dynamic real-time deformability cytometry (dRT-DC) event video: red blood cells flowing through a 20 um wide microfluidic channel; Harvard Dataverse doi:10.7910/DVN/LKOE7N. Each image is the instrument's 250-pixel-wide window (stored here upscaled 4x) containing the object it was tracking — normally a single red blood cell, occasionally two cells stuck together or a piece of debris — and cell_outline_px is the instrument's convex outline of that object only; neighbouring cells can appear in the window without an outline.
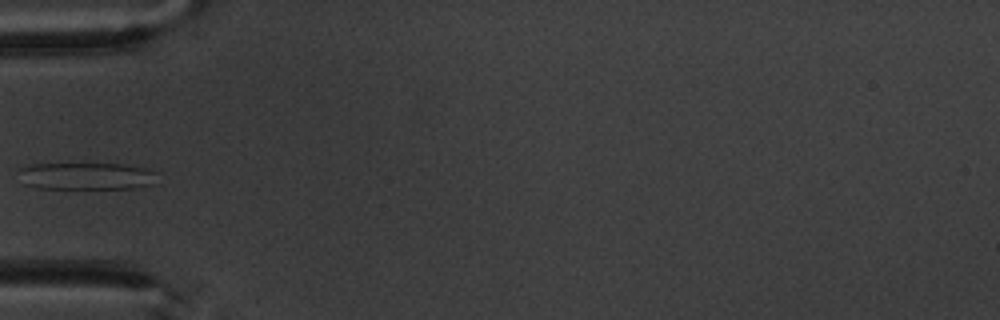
{"species": "common noctule bat (a hibernating species)", "species_latin": "Nyctalus noctula", "temperature_condition": "warm", "stored_images_in_passage": 5, "camera_frame_rate_fps": 3000, "um_per_image_px": 0.085, "animal": {"sex": "male", "body_mass_g": 20.1, "forearm_length_mm": 53.5}, "frame": {"image": 1, "passage_image": 4, "time_ms": 3.333, "image_size_px": [1000, 320], "cell_outline_px": [[160, 172], [152, 184], [136, 188], [36, 188], [24, 184], [20, 168], [32, 164], [124, 164], [148, 168]], "centroid_in_image_um": [7.43, 14.96], "position_along_channel_um": 77.6, "area_um2": 21.91}}
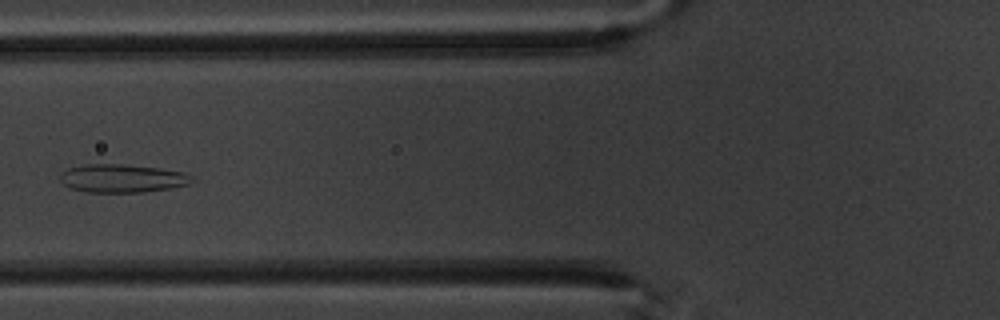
{"frame": {"image": 2, "passage_image": 5, "time_ms": 4.333, "image_size_px": [1000, 320], "cell_outline_px": [[196, 180], [192, 184], [172, 188], [144, 192], [84, 192], [72, 188], [64, 184], [60, 180], [60, 172], [68, 168], [88, 164], [124, 164], [160, 168], [184, 172], [192, 176]], "centroid_in_image_um": [10.44, 15.16], "position_along_channel_um": 115.4, "area_um2": 21.96}}